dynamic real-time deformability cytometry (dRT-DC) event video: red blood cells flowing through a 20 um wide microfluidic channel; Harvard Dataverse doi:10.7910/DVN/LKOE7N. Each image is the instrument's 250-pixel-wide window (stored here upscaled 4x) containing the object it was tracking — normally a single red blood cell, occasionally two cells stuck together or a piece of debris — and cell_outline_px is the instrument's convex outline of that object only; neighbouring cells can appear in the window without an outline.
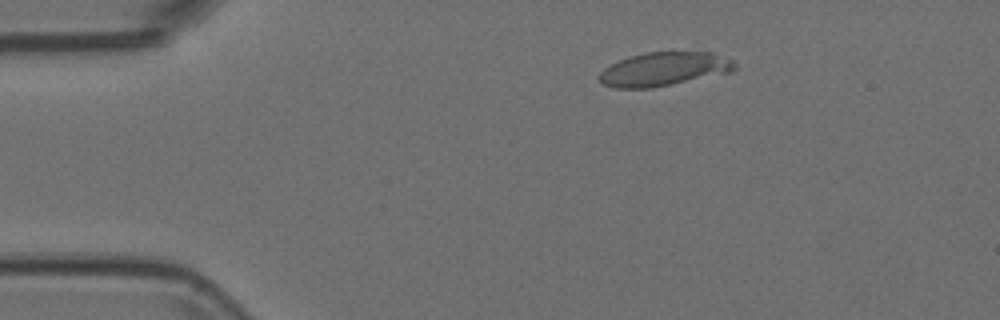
{"species": "Egyptian fruit bat (a non-hibernating species)", "species_latin": "Rousettus aegyptiacus", "temperature_condition": "room temperature", "stored_images_in_passage": 15, "camera_frame_rate_fps": 3000, "um_per_image_px": 0.085, "animal": {"sex": "female"}, "frame": {"image": 1, "passage_image": 9, "time_ms": 2.667, "image_size_px": [1000, 320], "cell_outline_px": [[736, 68], [732, 72], [652, 88], [612, 88], [604, 84], [600, 80], [600, 72], [604, 68], [620, 60], [644, 52], [712, 52], [732, 60], [736, 64]], "centroid_in_image_um": [56.46, 5.87], "position_along_channel_um": 28.5, "area_um2": 26.47}}